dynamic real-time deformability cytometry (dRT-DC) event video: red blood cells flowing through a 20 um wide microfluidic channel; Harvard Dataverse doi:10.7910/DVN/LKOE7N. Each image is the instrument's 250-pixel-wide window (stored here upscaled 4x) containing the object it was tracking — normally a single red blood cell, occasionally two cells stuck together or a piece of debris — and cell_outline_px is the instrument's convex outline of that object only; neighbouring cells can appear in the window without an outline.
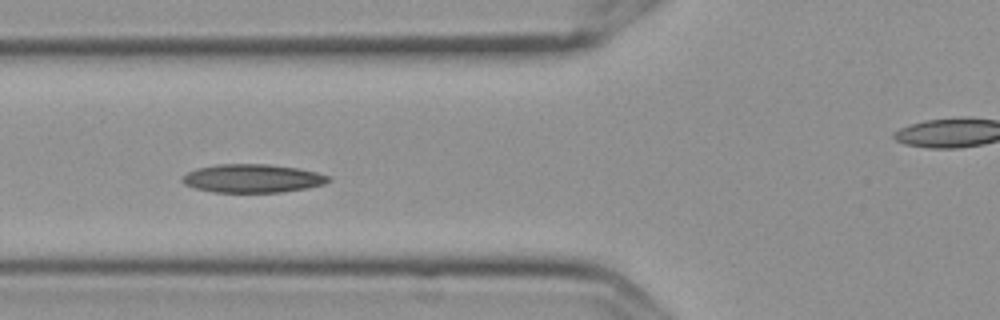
{"species": "Egyptian fruit bat (a non-hibernating species)", "species_latin": "Rousettus aegyptiacus", "temperature_condition": "cold", "stored_images_in_passage": 11, "segment_of_instrument_passage": [1, 2], "camera_frame_rate_fps": 3000, "um_per_image_px": 0.085, "frame": {"image": 1, "passage_image": 5, "time_ms": 1.333, "image_size_px": [1000, 320], "cell_outline_px": [[332, 180], [324, 184], [308, 188], [280, 192], [212, 192], [196, 188], [184, 184], [180, 180], [188, 172], [196, 168], [220, 164], [268, 164], [300, 168], [332, 176]], "centroid_in_image_um": [21.5, 15.16], "position_along_channel_um": 104.3, "area_um2": 24.33}}
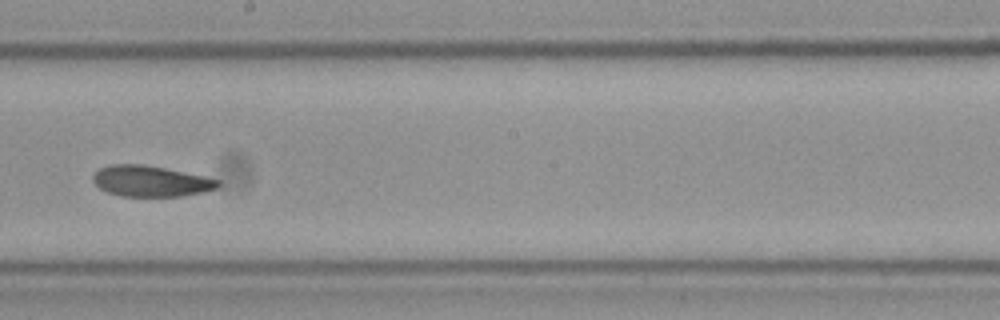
{"frame": {"image": 2, "passage_image": 8, "time_ms": 2.333, "image_size_px": [1000, 320], "cell_outline_px": [[220, 188], [204, 192], [180, 196], [120, 196], [108, 192], [100, 188], [92, 180], [92, 176], [100, 168], [112, 164], [144, 164], [204, 176], [220, 180]], "centroid_in_image_um": [12.83, 15.4], "position_along_channel_um": 235.4, "area_um2": 22.48}}
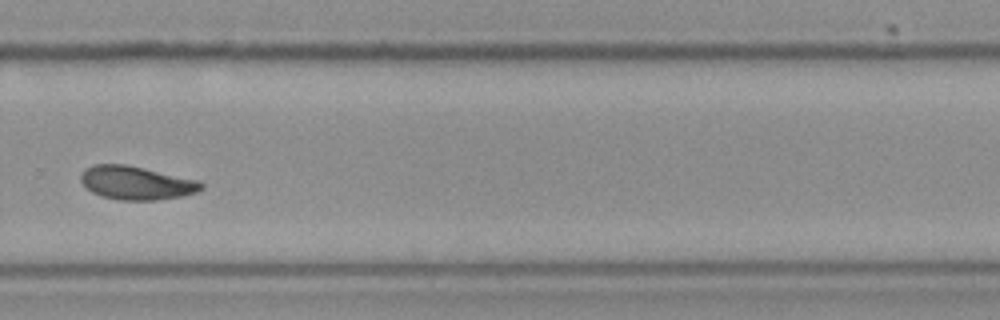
{"frame": {"image": 3, "passage_image": 10, "time_ms": 3.0, "image_size_px": [1000, 320], "cell_outline_px": [[204, 188], [196, 192], [184, 196], [156, 200], [120, 200], [100, 196], [92, 192], [80, 180], [80, 176], [84, 168], [92, 164], [124, 164], [144, 168], [200, 180], [204, 184]], "centroid_in_image_um": [11.6, 15.54], "position_along_channel_um": 318.2, "area_um2": 23.7}}